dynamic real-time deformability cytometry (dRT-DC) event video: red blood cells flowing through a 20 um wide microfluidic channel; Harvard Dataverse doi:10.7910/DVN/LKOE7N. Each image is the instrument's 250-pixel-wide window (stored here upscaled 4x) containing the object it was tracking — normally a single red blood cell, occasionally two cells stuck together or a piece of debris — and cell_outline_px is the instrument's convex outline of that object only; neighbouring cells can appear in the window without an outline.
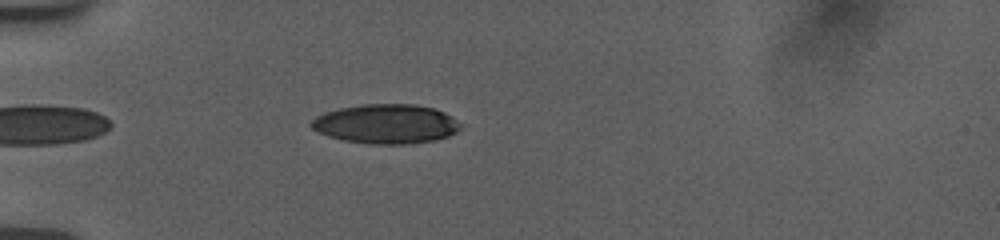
{"species": "human", "species_latin": "Homo sapiens", "temperature_condition": "room temperature", "stored_images_in_passage": 42, "camera_frame_rate_fps": 3000, "um_per_image_px": 0.085, "donor": {"sex": "female"}, "frame": {"image": 1, "passage_image": 4, "time_ms": 1.0, "image_size_px": [1000, 240], "cell_outline_px": [[460, 128], [456, 132], [448, 136], [432, 140], [408, 144], [372, 144], [344, 140], [328, 136], [316, 132], [308, 124], [316, 116], [324, 112], [340, 108], [364, 104], [416, 104], [432, 108], [444, 112], [452, 116], [460, 124]], "centroid_in_image_um": [32.78, 10.53], "position_along_channel_um": 52.2, "area_um2": 34.22}}
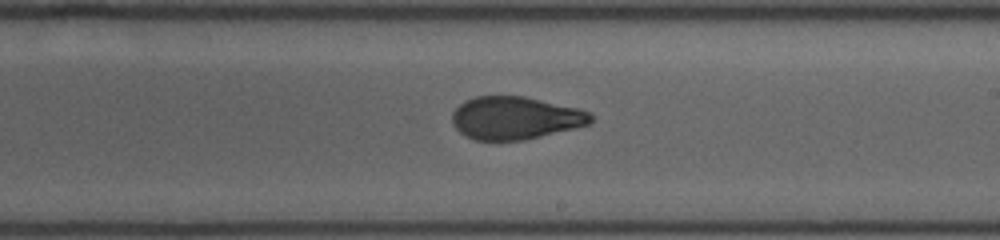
{"frame": {"image": 2, "passage_image": 21, "time_ms": 6.667, "image_size_px": [1000, 240], "cell_outline_px": [[592, 120], [588, 124], [524, 140], [472, 140], [464, 136], [452, 124], [452, 112], [464, 100], [476, 96], [524, 96], [580, 108], [592, 112]], "centroid_in_image_um": [43.77, 10.02], "position_along_channel_um": 245.2, "area_um2": 34.62}}
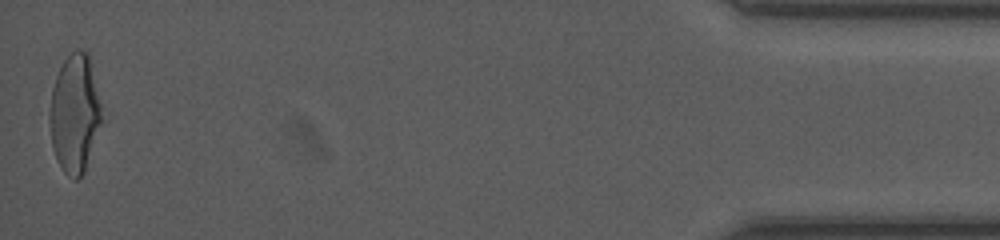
{"frame": {"image": 3, "passage_image": 42, "time_ms": 13.667, "image_size_px": [1000, 240], "cell_outline_px": [[104, 120], [84, 172], [76, 180], [68, 176], [64, 172], [56, 160], [52, 148], [48, 116], [52, 88], [56, 76], [64, 60], [76, 48], [88, 52]], "centroid_in_image_um": [6.35, 9.69], "position_along_channel_um": 428.9, "area_um2": 36.24}, "authors_computed_cell_mechanics": {"area_um2": 35.2869, "velocity_mm_per_s": 3.7698, "shape_relaxation_time_tau1_ms": 8.0846, "shape_relaxation_time_tau2_ms": 1.1913, "deformation_change_tau1": 0.2396, "deformation_change_tau2": 0.0796}}